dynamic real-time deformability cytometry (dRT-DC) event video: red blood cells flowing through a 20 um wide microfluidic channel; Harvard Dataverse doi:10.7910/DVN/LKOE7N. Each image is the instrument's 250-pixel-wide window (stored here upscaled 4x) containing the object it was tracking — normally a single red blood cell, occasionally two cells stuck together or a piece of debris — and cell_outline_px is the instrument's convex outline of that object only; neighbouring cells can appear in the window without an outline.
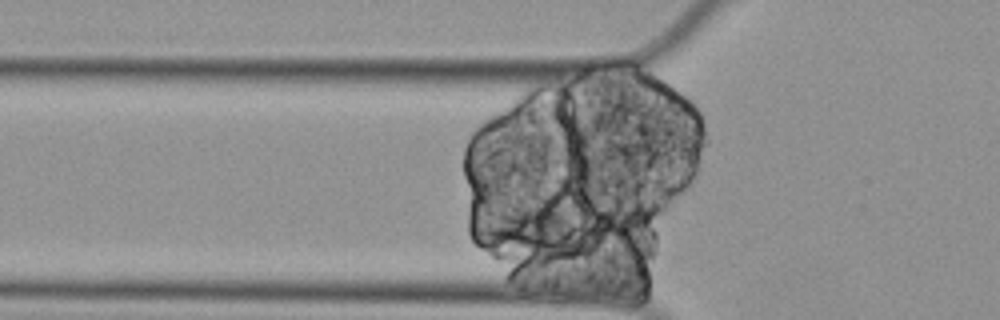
{"species": "Egyptian fruit bat (a non-hibernating species)", "species_latin": "Rousettus aegyptiacus", "temperature_condition": "cold", "stored_images_in_passage": 50, "camera_frame_rate_fps": 3000, "um_per_image_px": 0.085, "animal": {"sex": "female"}, "frame": {"image": 1, "passage_image": 6, "time_ms": 1.667, "image_size_px": [1000, 320], "cell_outline_px": [[572, 232], [568, 236], [528, 248], [524, 248], [516, 244], [496, 220], [500, 216], [544, 196], [552, 196], [560, 200], [564, 204]], "centroid_in_image_um": [45.64, 18.91], "position_along_channel_um": 80.2, "area_um2": 18.61}}
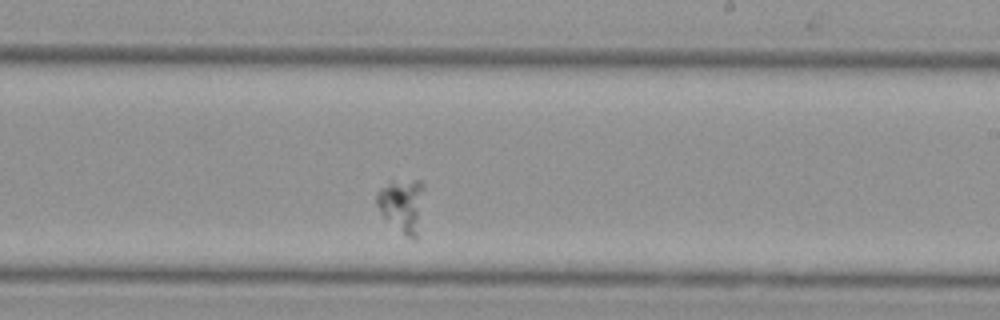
{"frame": {"image": 2, "passage_image": 23, "time_ms": 7.333, "image_size_px": [1000, 320], "cell_outline_px": [[424, 188], [416, 240], [412, 240], [404, 236], [380, 212], [376, 204], [376, 192], [380, 188], [392, 184], [416, 180], [420, 180], [424, 184]], "centroid_in_image_um": [34.18, 17.5], "position_along_channel_um": 254.8, "area_um2": 14.28}}
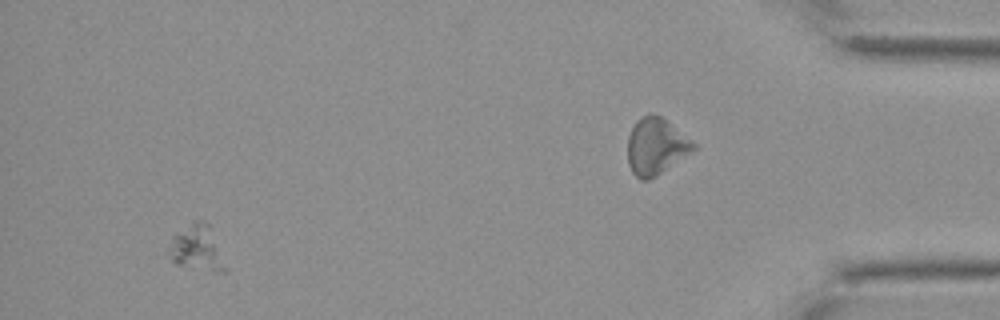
{"frame": {"image": 3, "passage_image": 46, "time_ms": 15.0, "image_size_px": [1000, 320], "cell_outline_px": [[228, 272], [212, 272], [176, 264], [172, 260], [168, 252], [172, 236], [176, 232], [192, 220], [204, 220], [208, 224], [228, 268]], "centroid_in_image_um": [16.75, 21.09], "position_along_channel_um": 418.5, "area_um2": 15.14}}